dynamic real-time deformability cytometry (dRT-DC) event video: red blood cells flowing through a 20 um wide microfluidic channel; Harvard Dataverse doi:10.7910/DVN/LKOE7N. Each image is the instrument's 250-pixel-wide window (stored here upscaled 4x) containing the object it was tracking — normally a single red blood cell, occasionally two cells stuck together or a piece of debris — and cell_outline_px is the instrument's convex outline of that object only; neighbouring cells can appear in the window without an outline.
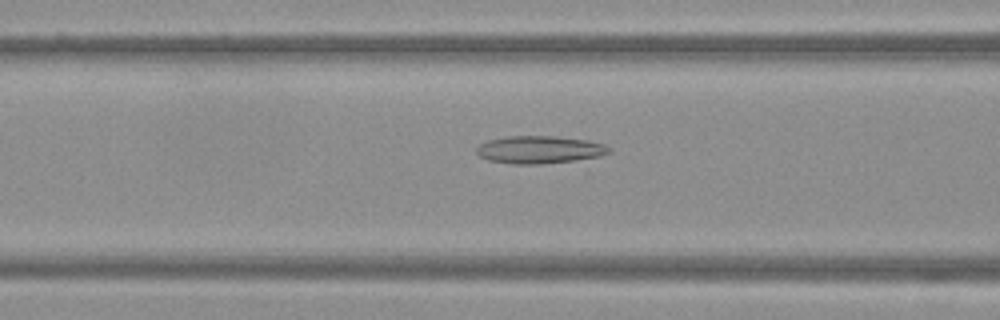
{"species": "Egyptian fruit bat (a non-hibernating species)", "species_latin": "Rousettus aegyptiacus", "temperature_condition": "warm", "stored_images_in_passage": 50, "camera_frame_rate_fps": 3000, "um_per_image_px": 0.085, "frame": {"image": 1, "passage_image": 20, "time_ms": 6.333, "image_size_px": [1000, 320], "cell_outline_px": [[612, 152], [600, 156], [576, 160], [540, 164], [512, 164], [488, 160], [480, 156], [476, 152], [476, 148], [480, 144], [488, 140], [508, 136], [552, 136], [588, 140], [604, 144], [612, 148]], "centroid_in_image_um": [45.88, 12.72], "position_along_channel_um": 120.7, "area_um2": 21.39}}
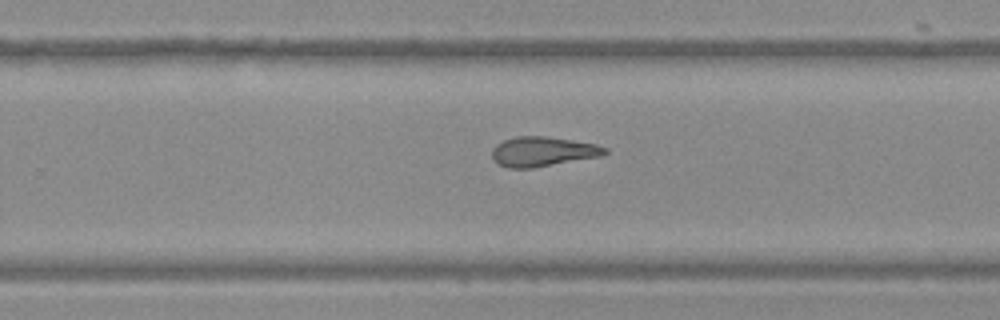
{"frame": {"image": 2, "passage_image": 32, "time_ms": 10.333, "image_size_px": [1000, 320], "cell_outline_px": [[608, 152], [600, 156], [532, 168], [508, 168], [496, 164], [492, 160], [492, 148], [496, 144], [504, 140], [516, 136], [544, 136], [572, 140], [596, 144], [608, 148]], "centroid_in_image_um": [46.09, 12.88], "position_along_channel_um": 283.7, "area_um2": 19.59}}
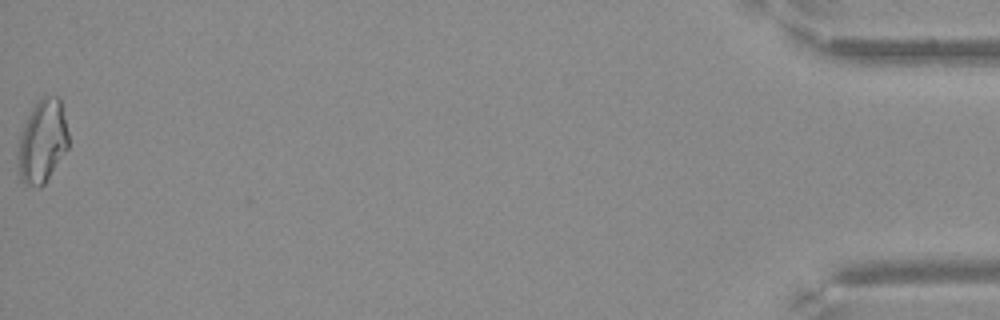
{"frame": {"image": 3, "passage_image": 50, "time_ms": 16.333, "image_size_px": [1000, 320], "cell_outline_px": [[68, 148], [44, 184], [40, 188], [24, 184], [20, 180], [16, 156], [20, 132], [32, 108], [44, 96], [56, 96], [60, 100], [68, 132]], "centroid_in_image_um": [3.57, 12.06], "position_along_channel_um": 431.6, "area_um2": 24.51}}